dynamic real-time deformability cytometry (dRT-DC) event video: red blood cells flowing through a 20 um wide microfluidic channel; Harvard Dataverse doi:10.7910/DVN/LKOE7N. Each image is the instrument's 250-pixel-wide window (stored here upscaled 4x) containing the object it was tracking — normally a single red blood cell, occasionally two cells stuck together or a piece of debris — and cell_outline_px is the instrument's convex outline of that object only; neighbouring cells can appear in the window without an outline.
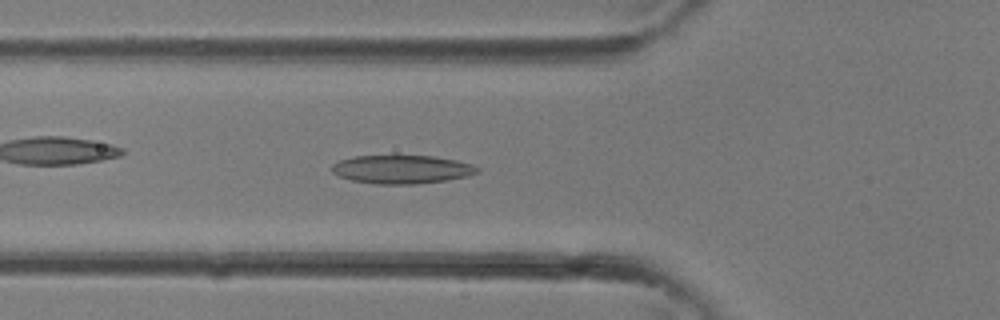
{"species": "common noctule bat (a hibernating species)", "species_latin": "Nyctalus noctula", "temperature_condition": "room temperature", "stored_images_in_passage": 26, "camera_frame_rate_fps": 3000, "um_per_image_px": 0.085, "animal": {"sex": "female"}, "frame": {"image": 1, "passage_image": 5, "time_ms": 1.333, "image_size_px": [1000, 320], "cell_outline_px": [[480, 172], [468, 176], [448, 180], [416, 184], [376, 184], [352, 180], [340, 176], [332, 172], [332, 164], [340, 160], [352, 156], [432, 156], [456, 160], [472, 164], [480, 168]], "centroid_in_image_um": [34.18, 14.4], "position_along_channel_um": 91.6, "area_um2": 24.16}}
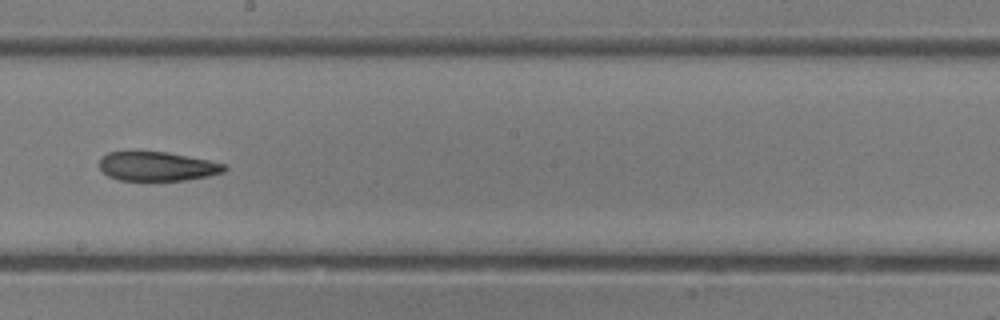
{"frame": {"image": 2, "passage_image": 12, "time_ms": 3.667, "image_size_px": [1000, 320], "cell_outline_px": [[228, 168], [224, 172], [208, 176], [184, 180], [120, 180], [108, 176], [100, 168], [100, 156], [108, 152], [168, 152], [208, 160], [224, 164]], "centroid_in_image_um": [13.36, 14.14], "position_along_channel_um": 234.8, "area_um2": 21.1}}
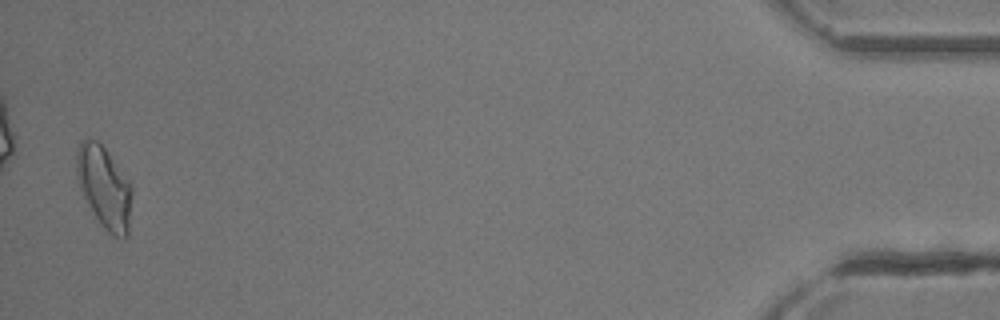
{"frame": {"image": 3, "passage_image": 26, "time_ms": 8.333, "image_size_px": [1000, 320], "cell_outline_px": [[132, 192], [128, 236], [124, 240], [112, 236], [100, 224], [80, 192], [76, 176], [76, 152], [80, 140], [88, 136], [96, 140], [104, 148], [128, 180], [132, 188]], "centroid_in_image_um": [8.83, 15.93], "position_along_channel_um": 426.4, "area_um2": 26.76}}